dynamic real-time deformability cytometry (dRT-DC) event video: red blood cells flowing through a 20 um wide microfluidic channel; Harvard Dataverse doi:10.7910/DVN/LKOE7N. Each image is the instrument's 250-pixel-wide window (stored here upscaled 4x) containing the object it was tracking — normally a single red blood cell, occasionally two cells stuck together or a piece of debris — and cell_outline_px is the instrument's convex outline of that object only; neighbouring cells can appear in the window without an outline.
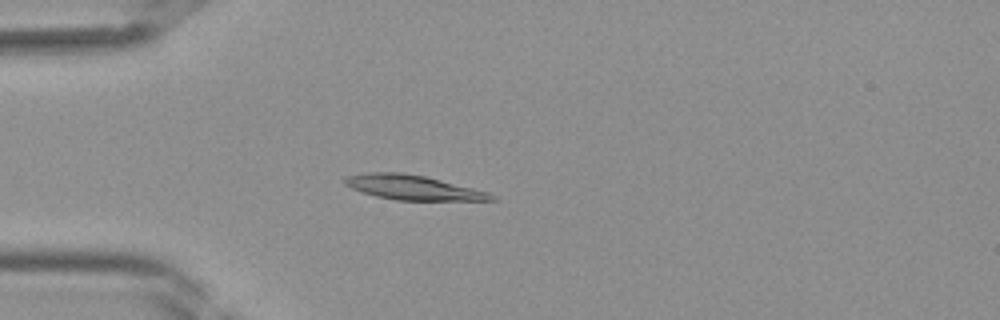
{"species": "Egyptian fruit bat (a non-hibernating species)", "species_latin": "Rousettus aegyptiacus", "temperature_condition": "room temperature", "stored_images_in_passage": 35, "camera_frame_rate_fps": 3000, "um_per_image_px": 0.085, "frame": {"image": 1, "passage_image": 6, "time_ms": 1.667, "image_size_px": [1000, 320], "cell_outline_px": [[500, 200], [396, 200], [376, 196], [360, 192], [344, 184], [344, 176], [364, 172], [400, 172], [424, 176], [488, 192], [496, 196]], "centroid_in_image_um": [35.04, 15.93], "position_along_channel_um": 50.0, "area_um2": 20.98}}
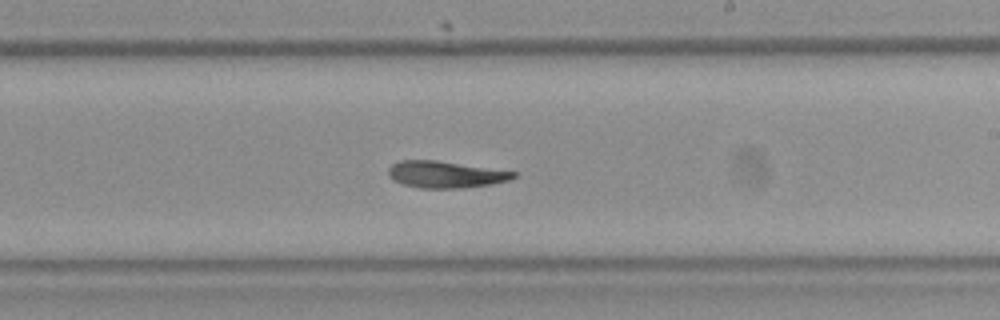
{"frame": {"image": 2, "passage_image": 19, "time_ms": 6.0, "image_size_px": [1000, 320], "cell_outline_px": [[516, 176], [512, 180], [492, 184], [460, 188], [420, 188], [404, 184], [392, 180], [388, 176], [388, 168], [392, 164], [400, 160], [436, 160], [516, 172]], "centroid_in_image_um": [37.85, 14.83], "position_along_channel_um": 251.2, "area_um2": 19.48}}
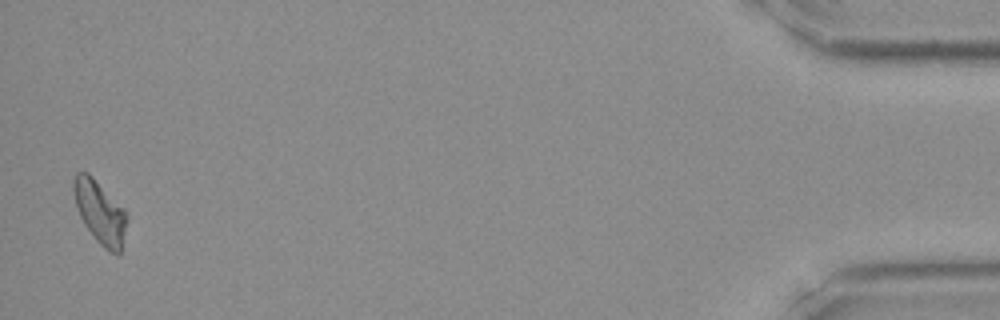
{"frame": {"image": 3, "passage_image": 35, "time_ms": 11.333, "image_size_px": [1000, 320], "cell_outline_px": [[128, 220], [120, 256], [108, 252], [96, 240], [84, 224], [80, 216], [76, 204], [72, 188], [72, 180], [76, 172], [88, 172], [92, 176], [128, 216]], "centroid_in_image_um": [8.48, 18.08], "position_along_channel_um": 426.7, "area_um2": 19.31}}